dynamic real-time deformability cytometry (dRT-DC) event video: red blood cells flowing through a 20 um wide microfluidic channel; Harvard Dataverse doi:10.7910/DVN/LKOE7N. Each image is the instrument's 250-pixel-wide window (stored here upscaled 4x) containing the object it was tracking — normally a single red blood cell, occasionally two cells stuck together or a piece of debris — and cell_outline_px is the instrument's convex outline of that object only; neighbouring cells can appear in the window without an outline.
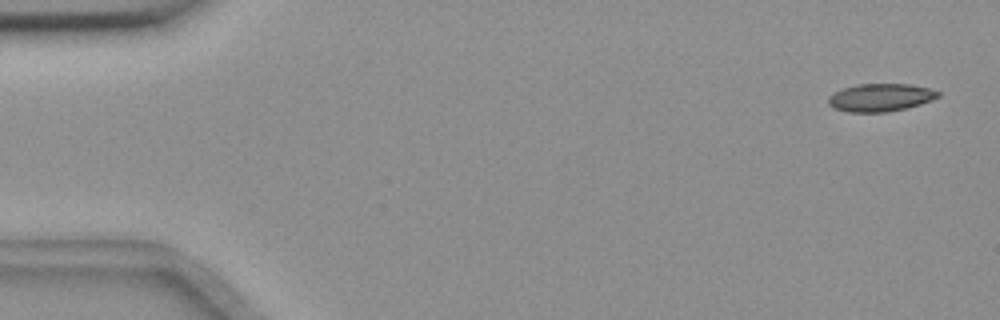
{"species": "common noctule bat (a hibernating species)", "species_latin": "Nyctalus noctula", "temperature_condition": "room temperature", "stored_images_in_passage": 55, "camera_frame_rate_fps": 3000, "um_per_image_px": 0.085, "animal": {"sex": "female", "body_mass_g": 18.4}, "frame": {"image": 1, "passage_image": 2, "time_ms": 0.333, "image_size_px": [1000, 320], "cell_outline_px": [[940, 96], [932, 100], [920, 104], [888, 112], [848, 112], [832, 108], [828, 104], [828, 96], [832, 92], [856, 84], [912, 84], [928, 88], [940, 92]], "centroid_in_image_um": [74.8, 8.28], "position_along_channel_um": 10.2, "area_um2": 17.92}}
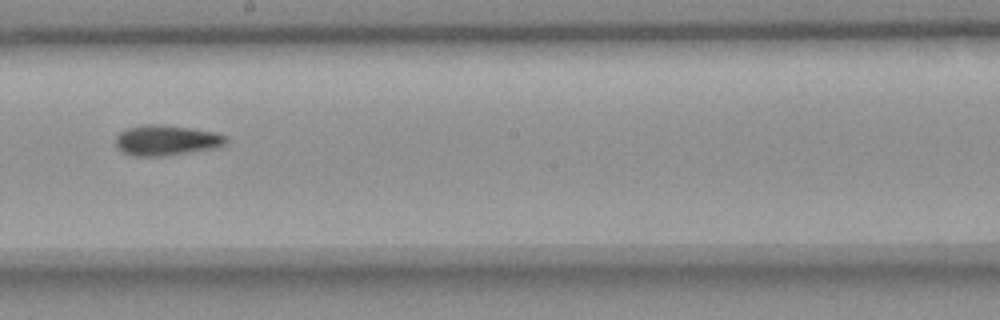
{"frame": {"image": 2, "passage_image": 31, "time_ms": 10.0, "image_size_px": [1000, 320], "cell_outline_px": [[228, 144], [220, 148], [164, 156], [132, 156], [120, 152], [116, 148], [116, 136], [120, 132], [128, 128], [144, 124], [160, 124], [216, 132], [228, 136]], "centroid_in_image_um": [14.18, 11.94], "position_along_channel_um": 234.0, "area_um2": 20.0}}
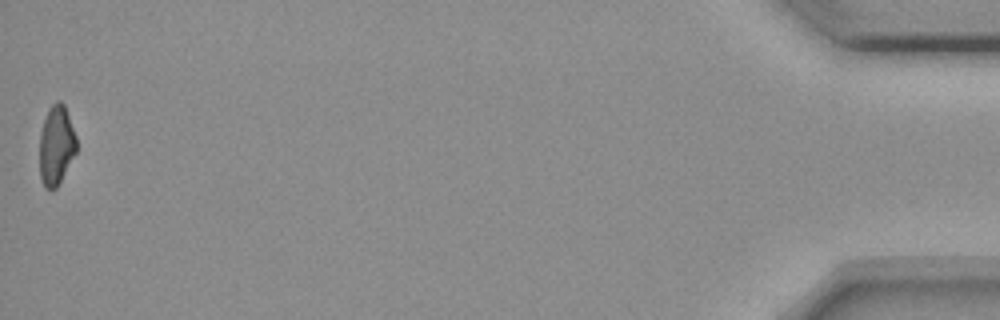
{"frame": {"image": 3, "passage_image": 55, "time_ms": 18.0, "image_size_px": [1000, 320], "cell_outline_px": [[76, 152], [56, 188], [52, 192], [44, 188], [40, 176], [40, 132], [48, 108], [56, 100], [60, 100], [64, 104], [76, 136]], "centroid_in_image_um": [4.77, 12.35], "position_along_channel_um": 430.4, "area_um2": 17.11}}